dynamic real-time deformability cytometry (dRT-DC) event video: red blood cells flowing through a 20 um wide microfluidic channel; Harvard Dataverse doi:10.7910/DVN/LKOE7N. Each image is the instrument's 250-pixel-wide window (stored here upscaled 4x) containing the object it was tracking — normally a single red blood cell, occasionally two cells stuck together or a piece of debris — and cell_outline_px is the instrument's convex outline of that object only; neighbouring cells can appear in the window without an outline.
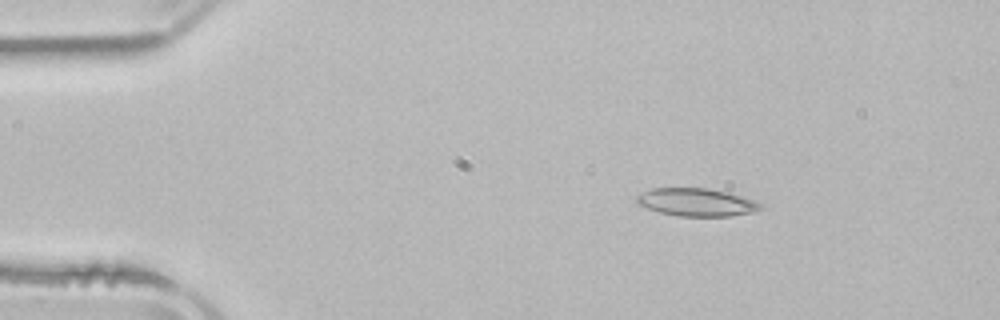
{"species": "common noctule bat (a hibernating species)", "species_latin": "Nyctalus noctula", "temperature_condition": "room temperature", "stored_images_in_passage": 4, "camera_frame_rate_fps": 3000, "um_per_image_px": 0.085, "animal": {"sex": "male", "body_mass_g": 21.5, "forearm_length_mm": 52.0}, "frame": {"image": 1, "passage_image": 2, "time_ms": 1.333, "image_size_px": [1000, 320], "cell_outline_px": [[764, 208], [752, 212], [732, 216], [680, 216], [660, 212], [636, 204], [636, 196], [652, 188], [708, 188], [728, 192], [764, 204]], "centroid_in_image_um": [59.22, 17.19], "position_along_channel_um": 25.8, "area_um2": 20.06}}
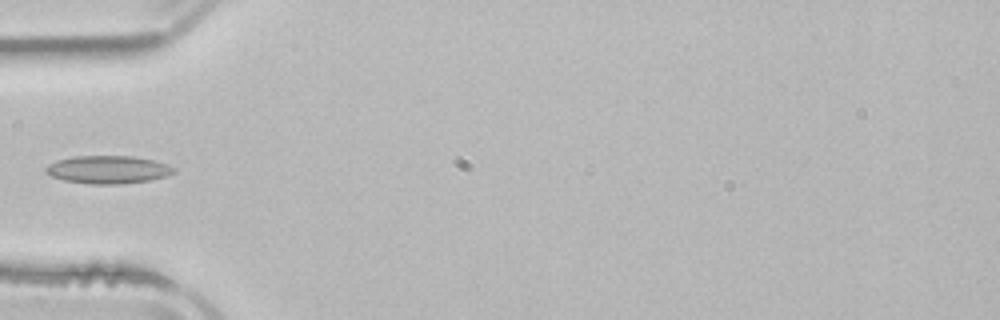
{"frame": {"image": 2, "passage_image": 4, "time_ms": 4.333, "image_size_px": [1000, 320], "cell_outline_px": [[176, 172], [164, 176], [148, 180], [120, 184], [92, 184], [64, 180], [52, 176], [44, 172], [44, 168], [48, 164], [56, 160], [76, 156], [132, 156], [152, 160], [168, 164], [176, 168]], "centroid_in_image_um": [9.16, 14.41], "position_along_channel_um": 75.8, "area_um2": 20.75}}